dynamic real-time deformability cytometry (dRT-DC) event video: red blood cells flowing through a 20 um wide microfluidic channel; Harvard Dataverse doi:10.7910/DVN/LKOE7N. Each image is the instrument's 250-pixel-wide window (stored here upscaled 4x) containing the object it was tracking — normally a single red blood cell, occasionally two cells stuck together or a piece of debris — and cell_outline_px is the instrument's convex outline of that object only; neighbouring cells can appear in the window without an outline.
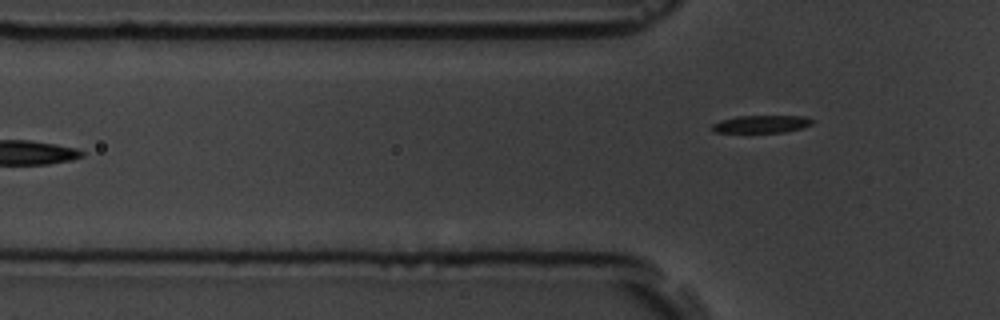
{"species": "common noctule bat (a hibernating species)", "species_latin": "Nyctalus noctula", "temperature_condition": "room temperature", "stored_images_in_passage": 7, "segment_of_instrument_passage": [2, 2], "camera_frame_rate_fps": 3000, "um_per_image_px": 0.085, "animal": {"sex": "male", "body_mass_g": 19.5, "forearm_length_mm": 54.6}, "frame": {"image": 1, "passage_image": 7, "time_ms": 7.0, "image_size_px": [1000, 320], "cell_outline_px": [[812, 124], [804, 128], [784, 132], [716, 132], [708, 128], [712, 124], [720, 120], [736, 116], [804, 116], [812, 120]], "centroid_in_image_um": [64.69, 10.54], "position_along_channel_um": 61.1, "area_um2": 10.29}}